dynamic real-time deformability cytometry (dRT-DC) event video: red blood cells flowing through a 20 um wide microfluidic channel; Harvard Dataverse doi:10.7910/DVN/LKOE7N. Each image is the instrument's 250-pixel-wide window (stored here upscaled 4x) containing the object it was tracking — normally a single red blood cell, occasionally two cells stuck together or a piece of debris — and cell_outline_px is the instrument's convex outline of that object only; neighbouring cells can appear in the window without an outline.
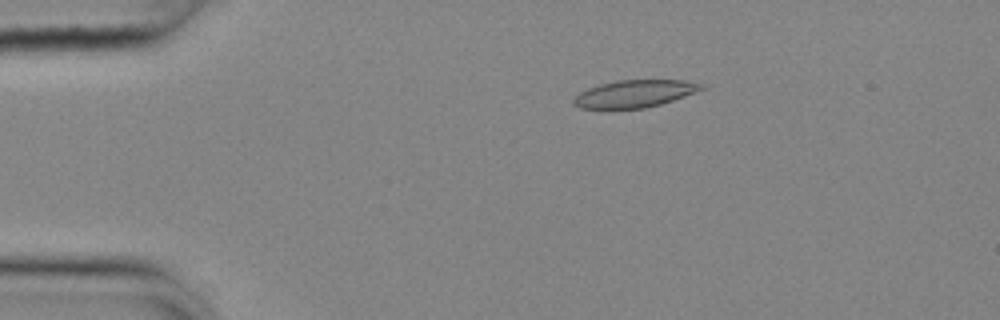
{"species": "common noctule bat (a hibernating species)", "species_latin": "Nyctalus noctula", "temperature_condition": "cold", "stored_images_in_passage": 54, "camera_frame_rate_fps": 3000, "um_per_image_px": 0.085, "animal": {"sex": "female", "body_mass_g": 25.1}, "frame": {"image": 1, "passage_image": 10, "time_ms": 3.0, "image_size_px": [1000, 320], "cell_outline_px": [[708, 88], [660, 104], [644, 108], [580, 108], [572, 104], [572, 100], [580, 92], [588, 88], [600, 84], [616, 80], [684, 80], [704, 84]], "centroid_in_image_um": [53.96, 7.95], "position_along_channel_um": 31.0, "area_um2": 20.29}}
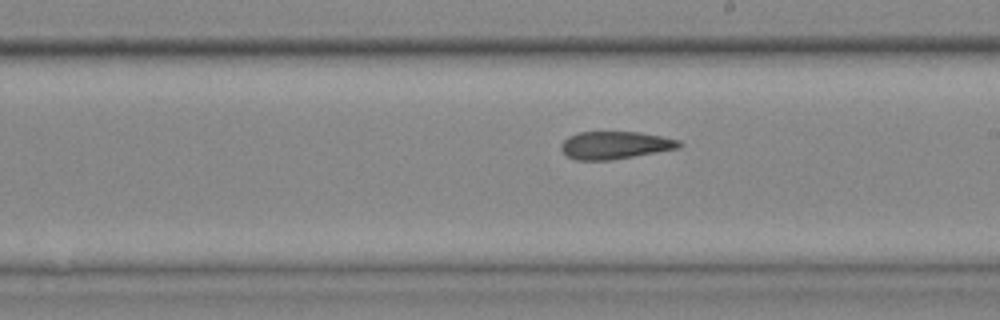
{"frame": {"image": 2, "passage_image": 31, "time_ms": 10.0, "image_size_px": [1000, 320], "cell_outline_px": [[684, 144], [680, 148], [612, 160], [576, 160], [568, 156], [560, 148], [560, 144], [568, 136], [580, 132], [640, 132], [680, 140]], "centroid_in_image_um": [52.3, 12.34], "position_along_channel_um": 236.7, "area_um2": 19.07}}
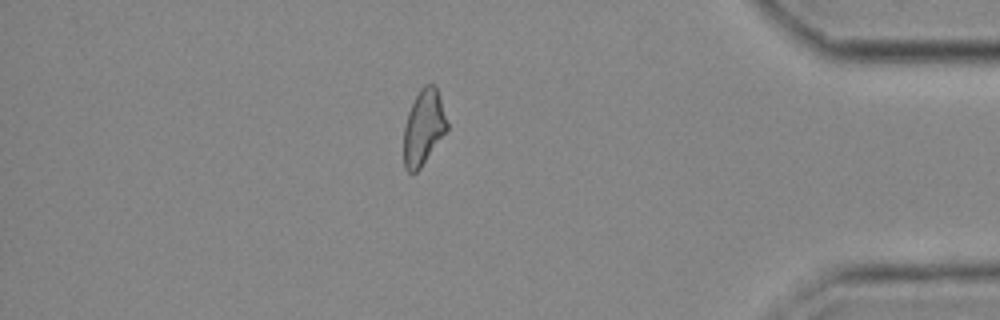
{"frame": {"image": 3, "passage_image": 47, "time_ms": 15.333, "image_size_px": [1000, 320], "cell_outline_px": [[448, 128], [420, 168], [416, 172], [408, 172], [404, 168], [404, 128], [408, 112], [420, 88], [424, 84], [436, 84], [448, 124]], "centroid_in_image_um": [36.0, 10.81], "position_along_channel_um": 399.2, "area_um2": 18.79}, "authors_computed_cell_mechanics": {"area_um2": 19.8832, "velocity_mm_per_s": 3.685, "shape_relaxation_time_tau1_ms": null, "shape_relaxation_time_tau2_ms": 4.9639, "deformation_change_tau1": null, "deformation_change_tau2": 0.1288}}